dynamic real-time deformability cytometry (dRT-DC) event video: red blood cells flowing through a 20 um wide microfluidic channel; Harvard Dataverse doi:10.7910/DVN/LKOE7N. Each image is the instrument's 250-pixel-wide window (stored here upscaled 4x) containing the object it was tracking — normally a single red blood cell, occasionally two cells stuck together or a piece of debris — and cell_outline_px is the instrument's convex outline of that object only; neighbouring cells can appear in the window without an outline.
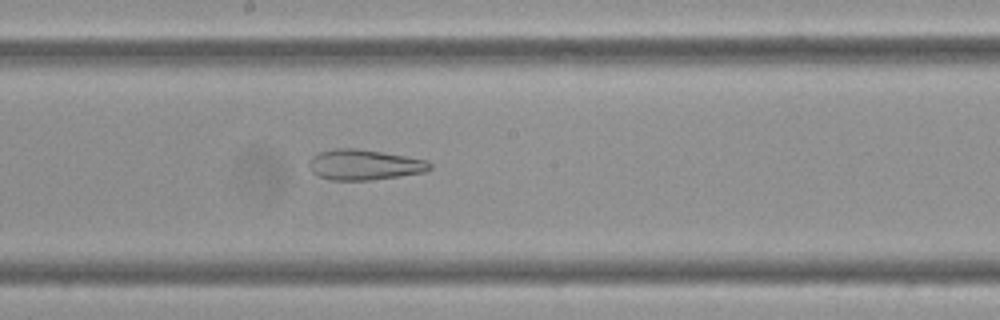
{"species": "Egyptian fruit bat (a non-hibernating species)", "species_latin": "Rousettus aegyptiacus", "temperature_condition": "cold", "stored_images_in_passage": 60, "camera_frame_rate_fps": 3000, "um_per_image_px": 0.085, "frame": {"image": 1, "passage_image": 33, "time_ms": 10.667, "image_size_px": [1000, 320], "cell_outline_px": [[432, 168], [424, 172], [372, 180], [332, 180], [320, 176], [312, 172], [308, 168], [308, 160], [312, 156], [320, 152], [332, 148], [356, 148], [428, 160], [432, 164]], "centroid_in_image_um": [30.93, 14.0], "position_along_channel_um": 217.3, "area_um2": 21.44}}
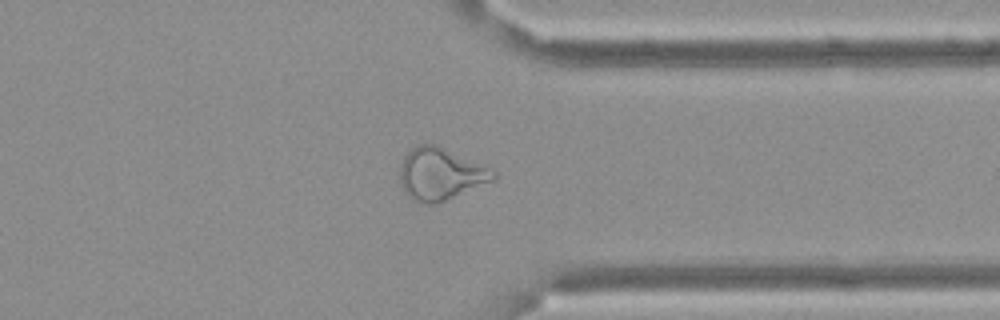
{"frame": {"image": 2, "passage_image": 47, "time_ms": 15.333, "image_size_px": [1000, 320], "cell_outline_px": [[496, 180], [436, 204], [424, 204], [412, 200], [404, 192], [400, 180], [400, 164], [404, 156], [416, 144], [432, 144], [488, 168], [496, 172]], "centroid_in_image_um": [37.4, 14.83], "position_along_channel_um": 374.0, "area_um2": 27.92}}
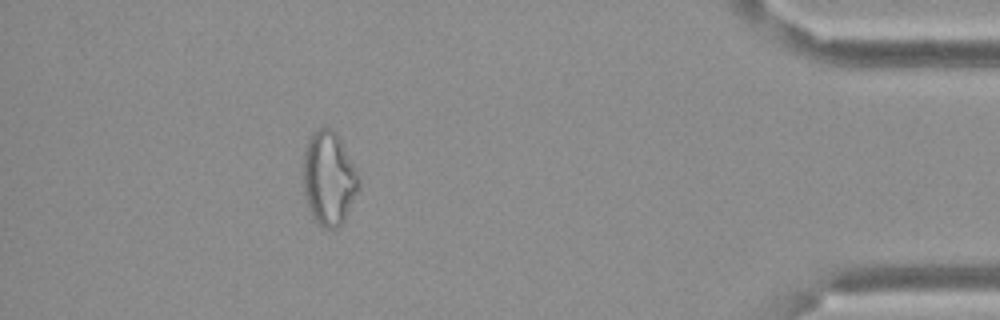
{"frame": {"image": 3, "passage_image": 54, "time_ms": 17.667, "image_size_px": [1000, 320], "cell_outline_px": [[360, 188], [344, 220], [336, 228], [324, 228], [312, 216], [304, 192], [304, 152], [308, 136], [316, 128], [332, 128], [336, 132], [360, 180]], "centroid_in_image_um": [27.94, 15.14], "position_along_channel_um": 407.3, "area_um2": 29.94}, "authors_computed_cell_mechanics": {"area_um2": 29.8537, "velocity_mm_per_s": 3.4095, "shape_relaxation_time_tau1_ms": null, "shape_relaxation_time_tau2_ms": 4.4705, "deformation_change_tau1": null, "deformation_change_tau2": 0.1504}}